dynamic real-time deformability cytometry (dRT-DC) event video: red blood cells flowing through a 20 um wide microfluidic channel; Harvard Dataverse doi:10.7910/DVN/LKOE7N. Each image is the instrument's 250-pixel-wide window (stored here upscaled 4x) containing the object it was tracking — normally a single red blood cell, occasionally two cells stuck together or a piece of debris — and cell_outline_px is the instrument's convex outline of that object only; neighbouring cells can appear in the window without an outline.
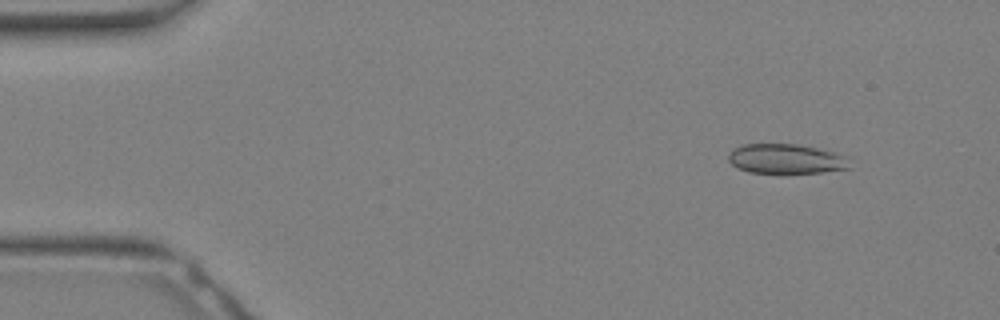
{"species": "Egyptian fruit bat (a non-hibernating species)", "species_latin": "Rousettus aegyptiacus", "temperature_condition": "warm", "stored_images_in_passage": 22, "camera_frame_rate_fps": 3000, "um_per_image_px": 0.085, "animal": {"sex": "female"}, "frame": {"image": 1, "passage_image": 4, "time_ms": 1.0, "image_size_px": [1000, 320], "cell_outline_px": [[848, 168], [820, 172], [780, 176], [748, 172], [732, 164], [728, 160], [728, 156], [736, 148], [744, 144], [796, 144], [836, 152], [848, 156]], "centroid_in_image_um": [66.82, 13.55], "position_along_channel_um": 18.2, "area_um2": 21.56}}
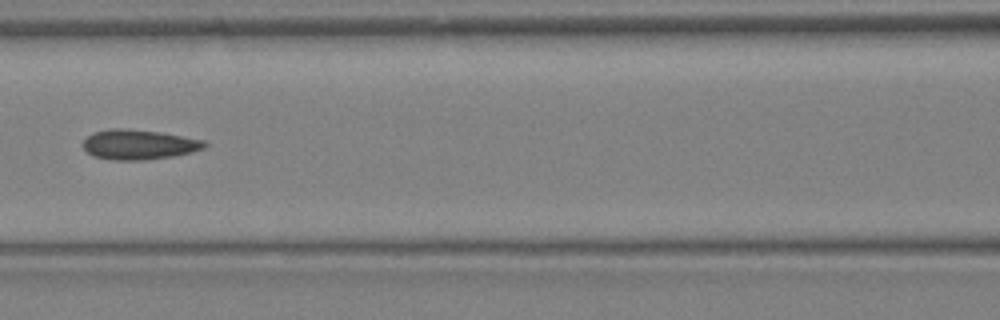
{"frame": {"image": 2, "passage_image": 15, "time_ms": 4.667, "image_size_px": [1000, 320], "cell_outline_px": [[208, 144], [204, 148], [192, 152], [172, 156], [144, 160], [112, 160], [92, 156], [84, 148], [84, 140], [88, 136], [96, 132], [112, 128], [120, 128], [160, 132], [204, 140]], "centroid_in_image_um": [11.82, 12.29], "position_along_channel_um": 154.8, "area_um2": 20.98}}
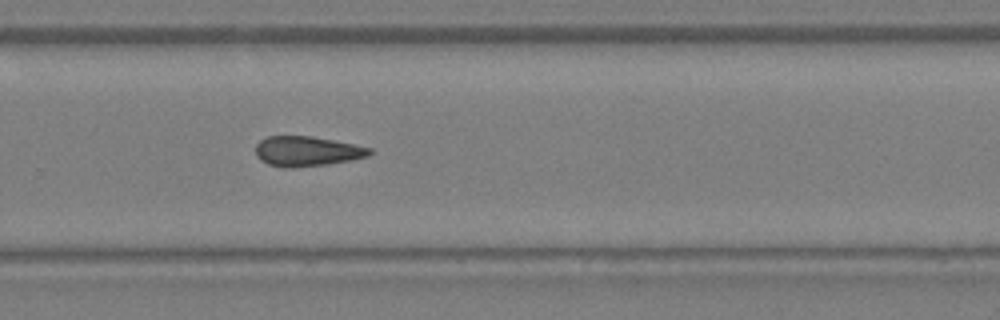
{"frame": {"image": 3, "passage_image": 22, "time_ms": 7.0, "image_size_px": [1000, 320], "cell_outline_px": [[372, 152], [368, 156], [328, 164], [292, 168], [284, 168], [268, 164], [260, 160], [256, 156], [256, 144], [260, 140], [268, 136], [312, 136], [372, 148]], "centroid_in_image_um": [26.05, 12.86], "position_along_channel_um": 303.8, "area_um2": 19.83}}